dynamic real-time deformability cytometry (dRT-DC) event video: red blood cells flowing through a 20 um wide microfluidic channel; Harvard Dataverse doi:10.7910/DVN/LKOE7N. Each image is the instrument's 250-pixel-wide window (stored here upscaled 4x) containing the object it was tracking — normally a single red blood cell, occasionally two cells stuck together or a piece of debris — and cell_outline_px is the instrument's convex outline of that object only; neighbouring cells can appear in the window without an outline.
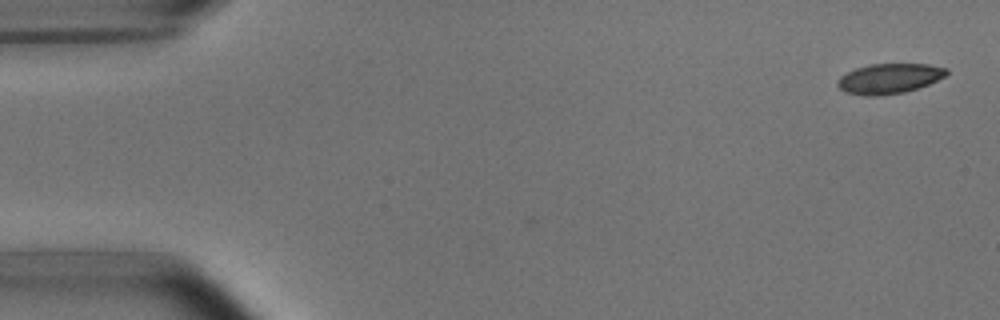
{"species": "common noctule bat (a hibernating species)", "species_latin": "Nyctalus noctula", "temperature_condition": "room temperature", "stored_images_in_passage": 2, "camera_frame_rate_fps": 3000, "um_per_image_px": 0.085, "animal": {"sex": "male", "body_mass_g": 15.6}, "frame": {"image": 1, "passage_image": 2, "time_ms": 1.0, "image_size_px": [1000, 320], "cell_outline_px": [[948, 72], [944, 76], [928, 84], [904, 92], [876, 96], [864, 96], [844, 92], [836, 84], [836, 80], [840, 76], [856, 68], [872, 64], [928, 64], [948, 68]], "centroid_in_image_um": [75.55, 6.68], "position_along_channel_um": 9.5, "area_um2": 19.02}}